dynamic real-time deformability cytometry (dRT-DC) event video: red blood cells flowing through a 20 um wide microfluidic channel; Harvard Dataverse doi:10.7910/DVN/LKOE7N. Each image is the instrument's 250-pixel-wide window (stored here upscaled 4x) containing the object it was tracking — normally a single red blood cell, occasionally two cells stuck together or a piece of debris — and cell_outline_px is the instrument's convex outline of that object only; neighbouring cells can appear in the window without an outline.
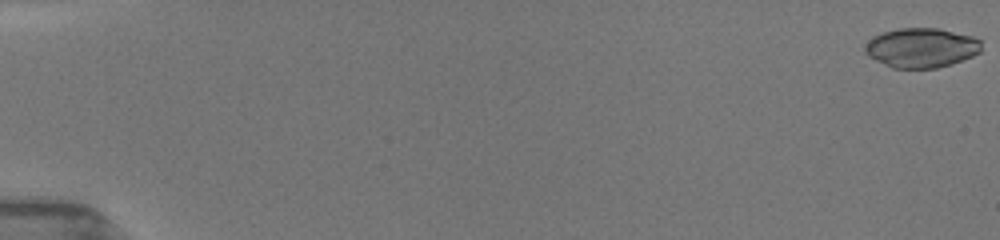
{"species": "common noctule bat (a hibernating species)", "species_latin": "Nyctalus noctula", "temperature_condition": "room temperature", "stored_images_in_passage": 13, "camera_frame_rate_fps": 3000, "um_per_image_px": 0.085, "animal": {"sex": "female", "body_mass_g": 19.5, "forearm_length_mm": 54.1}, "frame": {"image": 1, "passage_image": 1, "time_ms": 0.0, "image_size_px": [1000, 240], "cell_outline_px": [[980, 52], [972, 56], [952, 64], [936, 68], [892, 68], [868, 56], [864, 52], [864, 44], [872, 36], [896, 28], [940, 28], [972, 36], [980, 40]], "centroid_in_image_um": [78.28, 4.05], "position_along_channel_um": 6.7, "area_um2": 26.99}}
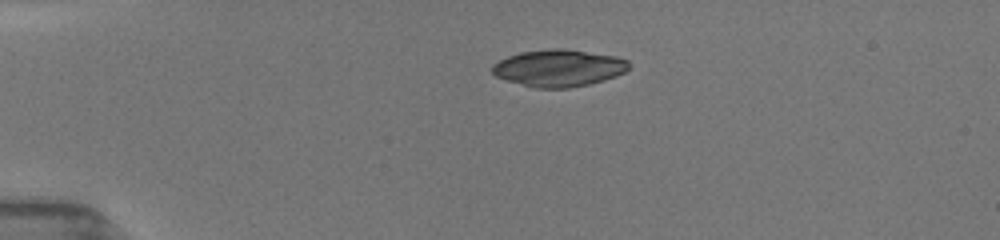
{"frame": {"image": 2, "passage_image": 10, "time_ms": 4.0, "image_size_px": [1000, 240], "cell_outline_px": [[632, 64], [624, 72], [616, 76], [604, 80], [588, 84], [568, 88], [536, 88], [508, 80], [496, 76], [492, 72], [492, 64], [508, 56], [520, 52], [552, 48], [564, 48], [616, 56], [628, 60]], "centroid_in_image_um": [47.52, 5.77], "position_along_channel_um": 37.5, "area_um2": 29.42}}